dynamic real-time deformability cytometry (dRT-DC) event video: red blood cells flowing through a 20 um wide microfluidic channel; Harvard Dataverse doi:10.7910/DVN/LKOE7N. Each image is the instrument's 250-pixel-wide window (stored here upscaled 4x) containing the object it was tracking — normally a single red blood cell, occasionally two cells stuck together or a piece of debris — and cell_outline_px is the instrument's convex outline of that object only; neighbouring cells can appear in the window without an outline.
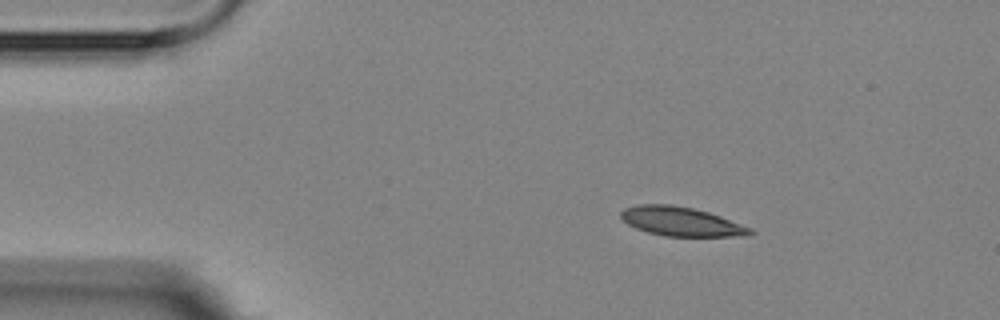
{"species": "Egyptian fruit bat (a non-hibernating species)", "species_latin": "Rousettus aegyptiacus", "temperature_condition": "room temperature", "stored_images_in_passage": 3, "camera_frame_rate_fps": 3000, "um_per_image_px": 0.085, "animal": {"sex": "female"}, "frame": {"image": 1, "passage_image": 1, "time_ms": 0.0, "image_size_px": [1000, 320], "cell_outline_px": [[756, 232], [748, 236], [664, 236], [648, 232], [636, 228], [628, 224], [620, 216], [620, 212], [624, 208], [636, 204], [672, 204], [692, 208], [708, 212], [720, 216], [752, 228]], "centroid_in_image_um": [57.9, 18.82], "position_along_channel_um": 27.1, "area_um2": 21.96}}
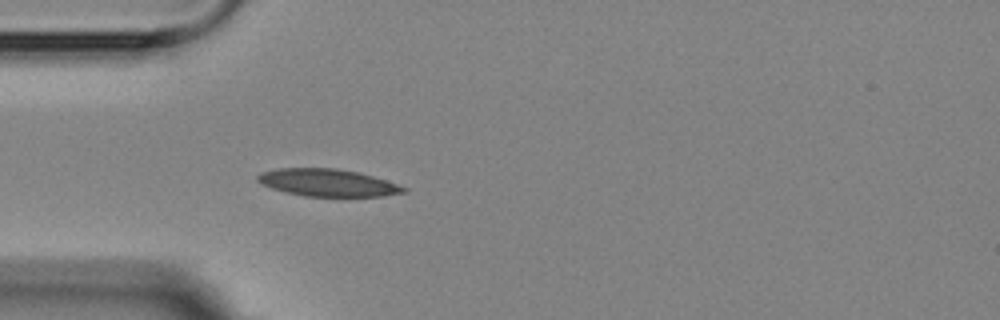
{"frame": {"image": 2, "passage_image": 3, "time_ms": 2.333, "image_size_px": [1000, 320], "cell_outline_px": [[408, 192], [384, 196], [304, 196], [272, 188], [260, 184], [256, 180], [256, 176], [264, 172], [280, 168], [336, 168], [356, 172], [372, 176], [408, 188]], "centroid_in_image_um": [27.85, 15.53], "position_along_channel_um": 57.1, "area_um2": 23.0}}